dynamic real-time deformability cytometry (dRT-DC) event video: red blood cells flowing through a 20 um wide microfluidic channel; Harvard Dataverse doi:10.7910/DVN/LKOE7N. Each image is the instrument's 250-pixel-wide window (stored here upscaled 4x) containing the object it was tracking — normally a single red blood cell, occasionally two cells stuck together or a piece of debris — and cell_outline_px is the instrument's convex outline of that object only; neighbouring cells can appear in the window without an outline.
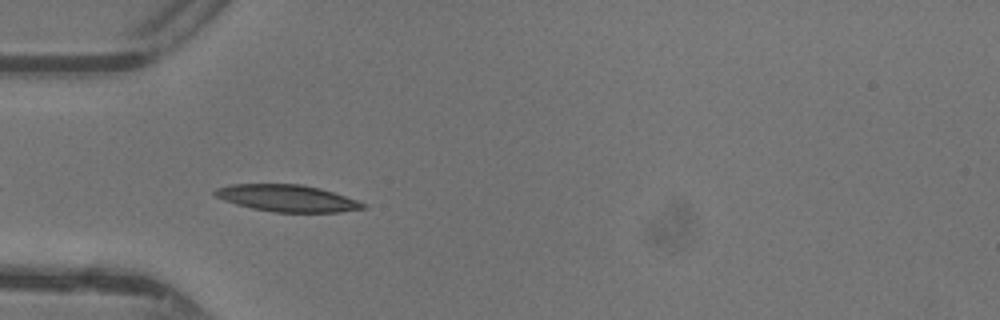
{"species": "common noctule bat (a hibernating species)", "species_latin": "Nyctalus noctula", "temperature_condition": "warm", "stored_images_in_passage": 35, "camera_frame_rate_fps": 3000, "um_per_image_px": 0.085, "animal": {"sex": "female"}, "frame": {"image": 1, "passage_image": 3, "time_ms": 0.667, "image_size_px": [1000, 320], "cell_outline_px": [[364, 208], [340, 212], [272, 212], [252, 208], [236, 204], [224, 200], [216, 196], [212, 192], [216, 188], [232, 184], [300, 184], [320, 188], [356, 200], [364, 204]], "centroid_in_image_um": [24.36, 16.84], "position_along_channel_um": 60.6, "area_um2": 22.89}}
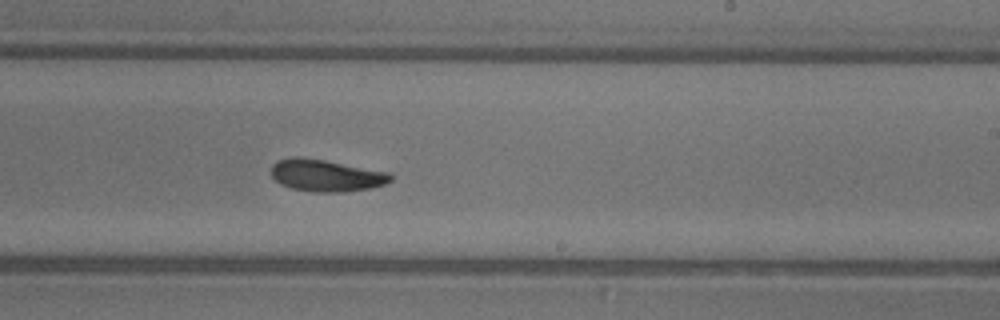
{"frame": {"image": 2, "passage_image": 17, "time_ms": 5.333, "image_size_px": [1000, 320], "cell_outline_px": [[392, 180], [384, 184], [372, 188], [344, 192], [312, 192], [292, 188], [280, 184], [272, 176], [272, 164], [276, 160], [292, 156], [300, 156], [324, 160], [388, 172], [392, 176]], "centroid_in_image_um": [27.69, 14.91], "position_along_channel_um": 261.3, "area_um2": 22.31}}
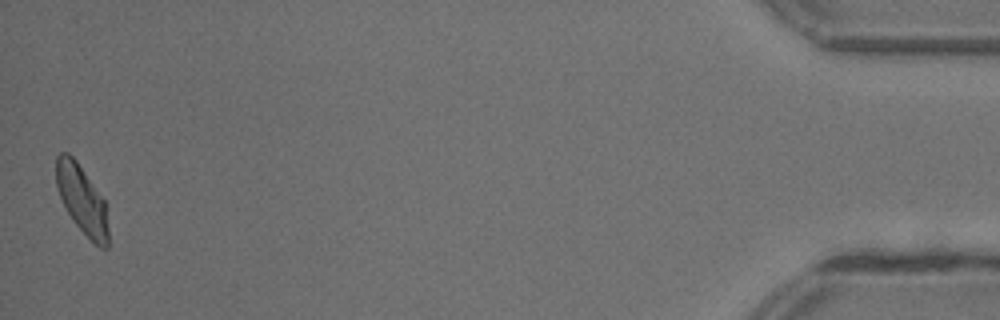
{"frame": {"image": 3, "passage_image": 35, "time_ms": 11.333, "image_size_px": [1000, 320], "cell_outline_px": [[108, 248], [100, 248], [72, 220], [60, 196], [56, 184], [56, 156], [60, 152], [68, 152], [76, 160], [104, 200], [108, 228]], "centroid_in_image_um": [6.95, 16.94], "position_along_channel_um": 428.2, "area_um2": 20.35}, "authors_computed_cell_mechanics": {"area_um2": 21.7328, "velocity_mm_per_s": 4.3714, "shape_relaxation_time_tau1_ms": 2.9749, "shape_relaxation_time_tau2_ms": 3.6241, "deformation_change_tau1": 0.1394, "deformation_change_tau2": 0.1114}}